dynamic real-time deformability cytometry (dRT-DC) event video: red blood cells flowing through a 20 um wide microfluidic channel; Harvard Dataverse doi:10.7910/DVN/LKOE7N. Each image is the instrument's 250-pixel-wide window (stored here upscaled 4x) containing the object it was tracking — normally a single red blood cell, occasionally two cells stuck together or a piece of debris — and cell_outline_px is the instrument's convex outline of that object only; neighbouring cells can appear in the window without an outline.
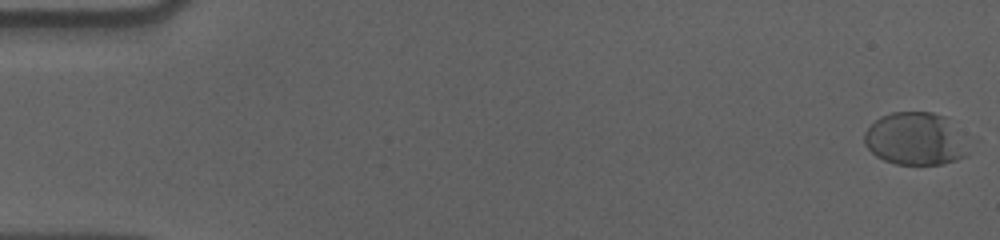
{"species": "human", "species_latin": "Homo sapiens", "temperature_condition": "cold", "stored_images_in_passage": 20, "camera_frame_rate_fps": 3000, "um_per_image_px": 0.085, "donor": {"sex": "male"}, "frame": {"image": 1, "passage_image": 1, "time_ms": 0.0, "image_size_px": [1000, 240], "cell_outline_px": [[968, 156], [944, 164], [896, 164], [884, 160], [876, 156], [864, 144], [864, 132], [880, 116], [892, 112], [932, 112], [944, 116], [968, 152]], "centroid_in_image_um": [77.71, 11.82], "position_along_channel_um": 7.3, "area_um2": 31.1}}
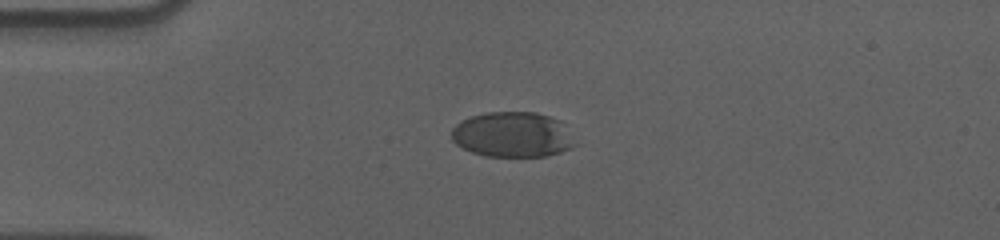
{"frame": {"image": 2, "passage_image": 15, "time_ms": 4.667, "image_size_px": [1000, 240], "cell_outline_px": [[576, 144], [572, 148], [560, 152], [544, 156], [484, 156], [472, 152], [456, 144], [452, 140], [452, 128], [460, 120], [472, 116], [488, 112], [536, 112], [560, 120]], "centroid_in_image_um": [43.54, 11.44], "position_along_channel_um": 41.5, "area_um2": 32.43}}